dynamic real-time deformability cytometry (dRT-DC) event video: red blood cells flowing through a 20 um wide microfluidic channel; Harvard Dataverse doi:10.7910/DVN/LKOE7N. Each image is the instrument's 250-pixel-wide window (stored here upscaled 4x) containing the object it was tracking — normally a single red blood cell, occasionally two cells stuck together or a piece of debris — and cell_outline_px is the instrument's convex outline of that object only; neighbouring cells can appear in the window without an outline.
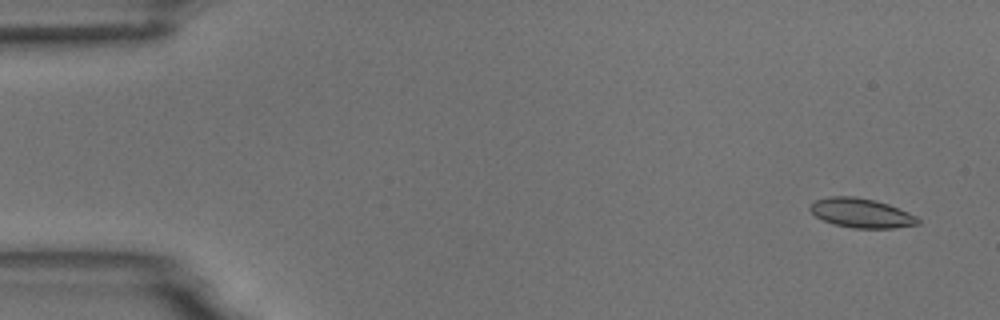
{"species": "common noctule bat (a hibernating species)", "species_latin": "Nyctalus noctula", "temperature_condition": "room temperature", "stored_images_in_passage": 4, "camera_frame_rate_fps": 3000, "um_per_image_px": 0.085, "animal": {"sex": "male", "body_mass_g": 18.8}, "frame": {"image": 1, "passage_image": 1, "time_ms": 0.0, "image_size_px": [1000, 320], "cell_outline_px": [[920, 224], [896, 228], [852, 228], [832, 224], [816, 216], [808, 208], [808, 204], [816, 200], [832, 196], [856, 196], [876, 200], [888, 204], [908, 212], [916, 216], [920, 220]], "centroid_in_image_um": [73.21, 18.11], "position_along_channel_um": 11.8, "area_um2": 18.61}}
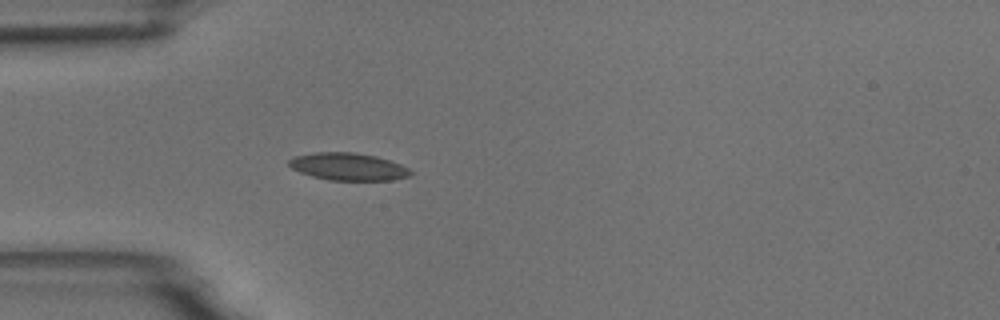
{"frame": {"image": 2, "passage_image": 4, "time_ms": 4.333, "image_size_px": [1000, 320], "cell_outline_px": [[412, 172], [408, 176], [392, 180], [328, 180], [312, 176], [300, 172], [292, 168], [288, 164], [288, 160], [296, 156], [316, 152], [356, 152], [376, 156], [400, 164], [408, 168]], "centroid_in_image_um": [29.58, 14.16], "position_along_channel_um": 55.4, "area_um2": 19.31}}